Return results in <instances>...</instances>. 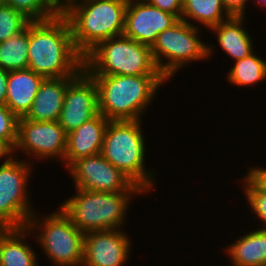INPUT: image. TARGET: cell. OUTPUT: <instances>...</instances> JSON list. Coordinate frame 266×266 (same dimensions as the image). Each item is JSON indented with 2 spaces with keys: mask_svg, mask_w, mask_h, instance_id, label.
I'll list each match as a JSON object with an SVG mask.
<instances>
[{
  "mask_svg": "<svg viewBox=\"0 0 266 266\" xmlns=\"http://www.w3.org/2000/svg\"><path fill=\"white\" fill-rule=\"evenodd\" d=\"M18 121L6 105L0 104V139L7 140L13 147L17 141Z\"/></svg>",
  "mask_w": 266,
  "mask_h": 266,
  "instance_id": "27",
  "label": "cell"
},
{
  "mask_svg": "<svg viewBox=\"0 0 266 266\" xmlns=\"http://www.w3.org/2000/svg\"><path fill=\"white\" fill-rule=\"evenodd\" d=\"M29 24L0 43V67L7 71L28 69Z\"/></svg>",
  "mask_w": 266,
  "mask_h": 266,
  "instance_id": "22",
  "label": "cell"
},
{
  "mask_svg": "<svg viewBox=\"0 0 266 266\" xmlns=\"http://www.w3.org/2000/svg\"><path fill=\"white\" fill-rule=\"evenodd\" d=\"M246 201L253 214L263 223L261 229H266V190H264L248 173L242 179ZM245 183V184H244Z\"/></svg>",
  "mask_w": 266,
  "mask_h": 266,
  "instance_id": "26",
  "label": "cell"
},
{
  "mask_svg": "<svg viewBox=\"0 0 266 266\" xmlns=\"http://www.w3.org/2000/svg\"><path fill=\"white\" fill-rule=\"evenodd\" d=\"M200 30L180 19L171 28L158 34L151 46L152 57L158 70L168 81L183 66L210 59L214 54V46L200 39Z\"/></svg>",
  "mask_w": 266,
  "mask_h": 266,
  "instance_id": "8",
  "label": "cell"
},
{
  "mask_svg": "<svg viewBox=\"0 0 266 266\" xmlns=\"http://www.w3.org/2000/svg\"><path fill=\"white\" fill-rule=\"evenodd\" d=\"M28 69L46 78L75 77L84 69L66 17L29 23Z\"/></svg>",
  "mask_w": 266,
  "mask_h": 266,
  "instance_id": "1",
  "label": "cell"
},
{
  "mask_svg": "<svg viewBox=\"0 0 266 266\" xmlns=\"http://www.w3.org/2000/svg\"><path fill=\"white\" fill-rule=\"evenodd\" d=\"M229 17L222 0H183L181 20L193 26L199 27L197 24L200 23L210 29ZM190 19L197 21V24Z\"/></svg>",
  "mask_w": 266,
  "mask_h": 266,
  "instance_id": "21",
  "label": "cell"
},
{
  "mask_svg": "<svg viewBox=\"0 0 266 266\" xmlns=\"http://www.w3.org/2000/svg\"><path fill=\"white\" fill-rule=\"evenodd\" d=\"M257 1V2H256ZM254 3H257L258 6L260 7H266V0H256Z\"/></svg>",
  "mask_w": 266,
  "mask_h": 266,
  "instance_id": "33",
  "label": "cell"
},
{
  "mask_svg": "<svg viewBox=\"0 0 266 266\" xmlns=\"http://www.w3.org/2000/svg\"><path fill=\"white\" fill-rule=\"evenodd\" d=\"M14 157V147L7 140L0 139V160L5 158L4 162H9Z\"/></svg>",
  "mask_w": 266,
  "mask_h": 266,
  "instance_id": "31",
  "label": "cell"
},
{
  "mask_svg": "<svg viewBox=\"0 0 266 266\" xmlns=\"http://www.w3.org/2000/svg\"><path fill=\"white\" fill-rule=\"evenodd\" d=\"M139 193L146 194L138 185L129 192H96L75 188V194L59 207L84 234L123 229L132 196L141 195Z\"/></svg>",
  "mask_w": 266,
  "mask_h": 266,
  "instance_id": "4",
  "label": "cell"
},
{
  "mask_svg": "<svg viewBox=\"0 0 266 266\" xmlns=\"http://www.w3.org/2000/svg\"><path fill=\"white\" fill-rule=\"evenodd\" d=\"M126 8L125 0H61V13L83 57L100 42L123 35Z\"/></svg>",
  "mask_w": 266,
  "mask_h": 266,
  "instance_id": "2",
  "label": "cell"
},
{
  "mask_svg": "<svg viewBox=\"0 0 266 266\" xmlns=\"http://www.w3.org/2000/svg\"><path fill=\"white\" fill-rule=\"evenodd\" d=\"M98 91L99 113L109 121L143 120L159 87L168 80L163 75H90Z\"/></svg>",
  "mask_w": 266,
  "mask_h": 266,
  "instance_id": "3",
  "label": "cell"
},
{
  "mask_svg": "<svg viewBox=\"0 0 266 266\" xmlns=\"http://www.w3.org/2000/svg\"><path fill=\"white\" fill-rule=\"evenodd\" d=\"M128 236L121 229L84 234L82 266H124L132 251Z\"/></svg>",
  "mask_w": 266,
  "mask_h": 266,
  "instance_id": "13",
  "label": "cell"
},
{
  "mask_svg": "<svg viewBox=\"0 0 266 266\" xmlns=\"http://www.w3.org/2000/svg\"><path fill=\"white\" fill-rule=\"evenodd\" d=\"M31 164V165H30ZM17 156L0 165V228L27 227L33 211L29 178L34 164Z\"/></svg>",
  "mask_w": 266,
  "mask_h": 266,
  "instance_id": "9",
  "label": "cell"
},
{
  "mask_svg": "<svg viewBox=\"0 0 266 266\" xmlns=\"http://www.w3.org/2000/svg\"><path fill=\"white\" fill-rule=\"evenodd\" d=\"M30 22L22 13L0 2V43L24 30Z\"/></svg>",
  "mask_w": 266,
  "mask_h": 266,
  "instance_id": "25",
  "label": "cell"
},
{
  "mask_svg": "<svg viewBox=\"0 0 266 266\" xmlns=\"http://www.w3.org/2000/svg\"><path fill=\"white\" fill-rule=\"evenodd\" d=\"M74 188L96 192H129L136 184L101 153L75 160L68 168Z\"/></svg>",
  "mask_w": 266,
  "mask_h": 266,
  "instance_id": "11",
  "label": "cell"
},
{
  "mask_svg": "<svg viewBox=\"0 0 266 266\" xmlns=\"http://www.w3.org/2000/svg\"><path fill=\"white\" fill-rule=\"evenodd\" d=\"M89 75H162L152 57L151 47L125 36L100 42L84 57Z\"/></svg>",
  "mask_w": 266,
  "mask_h": 266,
  "instance_id": "6",
  "label": "cell"
},
{
  "mask_svg": "<svg viewBox=\"0 0 266 266\" xmlns=\"http://www.w3.org/2000/svg\"><path fill=\"white\" fill-rule=\"evenodd\" d=\"M38 216L36 212L31 215L27 228L35 235L46 259L55 266H82L84 233L70 217L60 207L42 219Z\"/></svg>",
  "mask_w": 266,
  "mask_h": 266,
  "instance_id": "7",
  "label": "cell"
},
{
  "mask_svg": "<svg viewBox=\"0 0 266 266\" xmlns=\"http://www.w3.org/2000/svg\"><path fill=\"white\" fill-rule=\"evenodd\" d=\"M44 79L30 69L9 71L5 105L18 118L25 117Z\"/></svg>",
  "mask_w": 266,
  "mask_h": 266,
  "instance_id": "16",
  "label": "cell"
},
{
  "mask_svg": "<svg viewBox=\"0 0 266 266\" xmlns=\"http://www.w3.org/2000/svg\"><path fill=\"white\" fill-rule=\"evenodd\" d=\"M245 17H229L210 28L217 36V43L234 61L243 59L254 53L253 39L244 27Z\"/></svg>",
  "mask_w": 266,
  "mask_h": 266,
  "instance_id": "18",
  "label": "cell"
},
{
  "mask_svg": "<svg viewBox=\"0 0 266 266\" xmlns=\"http://www.w3.org/2000/svg\"><path fill=\"white\" fill-rule=\"evenodd\" d=\"M108 123L109 120L99 113L67 135L64 156L66 169L75 160L101 153Z\"/></svg>",
  "mask_w": 266,
  "mask_h": 266,
  "instance_id": "15",
  "label": "cell"
},
{
  "mask_svg": "<svg viewBox=\"0 0 266 266\" xmlns=\"http://www.w3.org/2000/svg\"><path fill=\"white\" fill-rule=\"evenodd\" d=\"M147 2L164 12L176 15L181 19L183 0H147Z\"/></svg>",
  "mask_w": 266,
  "mask_h": 266,
  "instance_id": "28",
  "label": "cell"
},
{
  "mask_svg": "<svg viewBox=\"0 0 266 266\" xmlns=\"http://www.w3.org/2000/svg\"><path fill=\"white\" fill-rule=\"evenodd\" d=\"M234 62L226 76L231 84L247 87L266 80V61L255 52Z\"/></svg>",
  "mask_w": 266,
  "mask_h": 266,
  "instance_id": "23",
  "label": "cell"
},
{
  "mask_svg": "<svg viewBox=\"0 0 266 266\" xmlns=\"http://www.w3.org/2000/svg\"><path fill=\"white\" fill-rule=\"evenodd\" d=\"M98 114L97 86L83 69L68 83L58 123L69 134Z\"/></svg>",
  "mask_w": 266,
  "mask_h": 266,
  "instance_id": "12",
  "label": "cell"
},
{
  "mask_svg": "<svg viewBox=\"0 0 266 266\" xmlns=\"http://www.w3.org/2000/svg\"><path fill=\"white\" fill-rule=\"evenodd\" d=\"M67 133L58 121H34L24 117L19 118L17 141L14 147L22 151L29 159L60 160L64 166V156L67 146ZM17 149V150H16Z\"/></svg>",
  "mask_w": 266,
  "mask_h": 266,
  "instance_id": "10",
  "label": "cell"
},
{
  "mask_svg": "<svg viewBox=\"0 0 266 266\" xmlns=\"http://www.w3.org/2000/svg\"><path fill=\"white\" fill-rule=\"evenodd\" d=\"M248 0H222L223 7L232 17H245Z\"/></svg>",
  "mask_w": 266,
  "mask_h": 266,
  "instance_id": "29",
  "label": "cell"
},
{
  "mask_svg": "<svg viewBox=\"0 0 266 266\" xmlns=\"http://www.w3.org/2000/svg\"><path fill=\"white\" fill-rule=\"evenodd\" d=\"M225 252L232 266H266V229H255L238 237Z\"/></svg>",
  "mask_w": 266,
  "mask_h": 266,
  "instance_id": "20",
  "label": "cell"
},
{
  "mask_svg": "<svg viewBox=\"0 0 266 266\" xmlns=\"http://www.w3.org/2000/svg\"><path fill=\"white\" fill-rule=\"evenodd\" d=\"M127 4L134 3V2H147V0H125Z\"/></svg>",
  "mask_w": 266,
  "mask_h": 266,
  "instance_id": "34",
  "label": "cell"
},
{
  "mask_svg": "<svg viewBox=\"0 0 266 266\" xmlns=\"http://www.w3.org/2000/svg\"><path fill=\"white\" fill-rule=\"evenodd\" d=\"M22 13L31 22L44 21L61 12V0H0Z\"/></svg>",
  "mask_w": 266,
  "mask_h": 266,
  "instance_id": "24",
  "label": "cell"
},
{
  "mask_svg": "<svg viewBox=\"0 0 266 266\" xmlns=\"http://www.w3.org/2000/svg\"><path fill=\"white\" fill-rule=\"evenodd\" d=\"M143 120L109 121L104 135L101 155L114 167L122 171L146 195L154 186L156 171L145 165V138L142 132Z\"/></svg>",
  "mask_w": 266,
  "mask_h": 266,
  "instance_id": "5",
  "label": "cell"
},
{
  "mask_svg": "<svg viewBox=\"0 0 266 266\" xmlns=\"http://www.w3.org/2000/svg\"><path fill=\"white\" fill-rule=\"evenodd\" d=\"M74 77L46 78L41 83L32 107L24 117L34 121H58L68 83Z\"/></svg>",
  "mask_w": 266,
  "mask_h": 266,
  "instance_id": "17",
  "label": "cell"
},
{
  "mask_svg": "<svg viewBox=\"0 0 266 266\" xmlns=\"http://www.w3.org/2000/svg\"><path fill=\"white\" fill-rule=\"evenodd\" d=\"M247 173L264 189L266 190V168L250 167Z\"/></svg>",
  "mask_w": 266,
  "mask_h": 266,
  "instance_id": "30",
  "label": "cell"
},
{
  "mask_svg": "<svg viewBox=\"0 0 266 266\" xmlns=\"http://www.w3.org/2000/svg\"><path fill=\"white\" fill-rule=\"evenodd\" d=\"M31 231L23 228H0V266H38L36 251L26 242Z\"/></svg>",
  "mask_w": 266,
  "mask_h": 266,
  "instance_id": "19",
  "label": "cell"
},
{
  "mask_svg": "<svg viewBox=\"0 0 266 266\" xmlns=\"http://www.w3.org/2000/svg\"><path fill=\"white\" fill-rule=\"evenodd\" d=\"M180 19L148 2L127 4L123 36L152 46L159 33L171 28Z\"/></svg>",
  "mask_w": 266,
  "mask_h": 266,
  "instance_id": "14",
  "label": "cell"
},
{
  "mask_svg": "<svg viewBox=\"0 0 266 266\" xmlns=\"http://www.w3.org/2000/svg\"><path fill=\"white\" fill-rule=\"evenodd\" d=\"M9 71L0 67V104L5 105L7 97V81Z\"/></svg>",
  "mask_w": 266,
  "mask_h": 266,
  "instance_id": "32",
  "label": "cell"
}]
</instances>
